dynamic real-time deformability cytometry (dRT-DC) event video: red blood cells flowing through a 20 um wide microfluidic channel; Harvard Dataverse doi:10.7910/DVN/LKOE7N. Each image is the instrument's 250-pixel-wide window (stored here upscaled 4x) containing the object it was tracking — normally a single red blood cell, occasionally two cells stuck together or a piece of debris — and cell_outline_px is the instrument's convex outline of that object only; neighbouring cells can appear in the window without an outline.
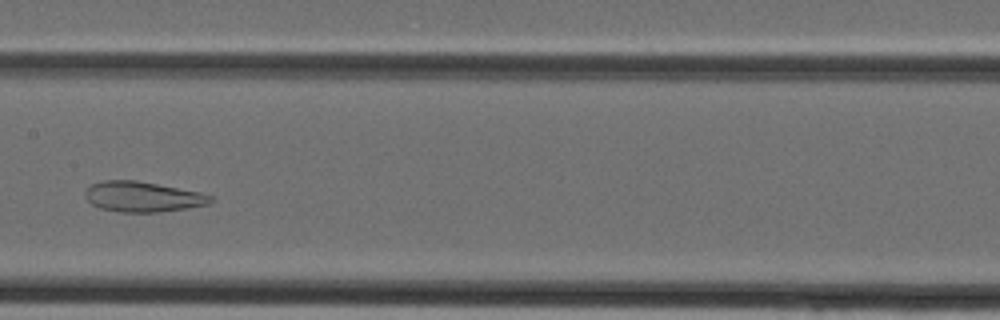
{"species": "Egyptian fruit bat (a non-hibernating species)", "species_latin": "Rousettus aegyptiacus", "temperature_condition": "cold", "stored_images_in_passage": 34, "camera_frame_rate_fps": 3000, "um_per_image_px": 0.085, "animal": {"sex": "female"}, "frame": {"image": 1, "passage_image": 15, "time_ms": 4.667, "image_size_px": [1000, 320], "cell_outline_px": [[216, 200], [208, 204], [184, 208], [156, 212], [120, 212], [100, 208], [92, 204], [84, 196], [84, 192], [92, 184], [104, 180], [136, 180], [200, 192], [212, 196]], "centroid_in_image_um": [12.12, 16.72], "position_along_channel_um": 195.3, "area_um2": 22.02}}
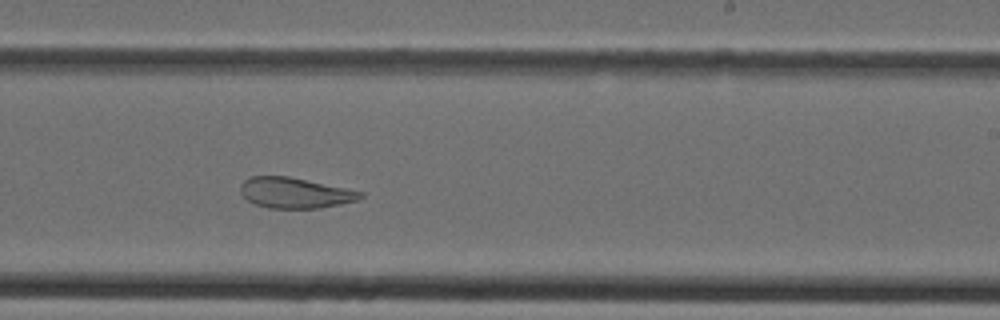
{"frame": {"image": 2, "passage_image": 19, "time_ms": 6.0, "image_size_px": [1000, 320], "cell_outline_px": [[364, 196], [356, 200], [340, 204], [320, 208], [268, 208], [256, 204], [248, 200], [240, 192], [240, 184], [248, 176], [288, 176], [364, 192]], "centroid_in_image_um": [25.04, 16.39], "position_along_channel_um": 264.0, "area_um2": 21.27}}
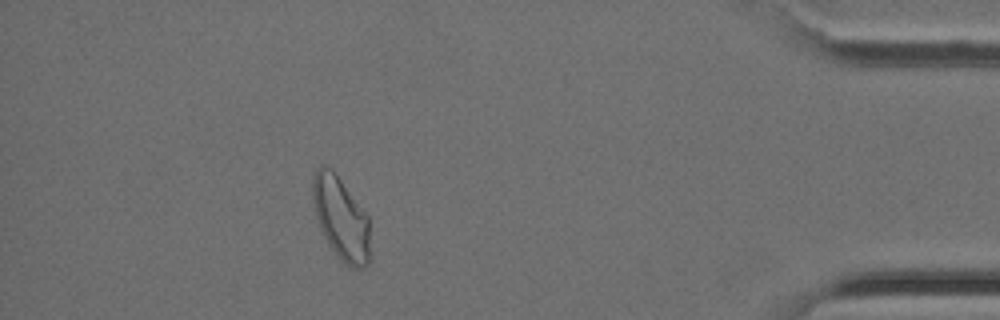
{"frame": {"image": 3, "passage_image": 30, "time_ms": 9.667, "image_size_px": [1000, 320], "cell_outline_px": [[368, 264], [364, 268], [352, 268], [344, 264], [328, 244], [320, 228], [316, 216], [312, 200], [312, 176], [316, 168], [320, 164], [324, 164], [332, 168], [368, 216]], "centroid_in_image_um": [28.93, 18.51], "position_along_channel_um": 406.3, "area_um2": 27.69}}